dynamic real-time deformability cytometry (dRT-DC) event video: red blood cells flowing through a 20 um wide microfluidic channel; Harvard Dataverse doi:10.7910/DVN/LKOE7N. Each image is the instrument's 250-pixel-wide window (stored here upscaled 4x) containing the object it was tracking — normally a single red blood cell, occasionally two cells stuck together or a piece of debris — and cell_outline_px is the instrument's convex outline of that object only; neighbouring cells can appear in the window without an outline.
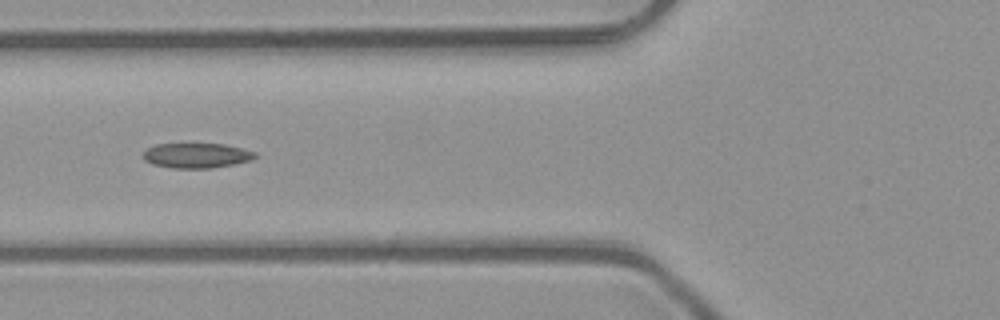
{"species": "common noctule bat (a hibernating species)", "species_latin": "Nyctalus noctula", "temperature_condition": "room temperature", "stored_images_in_passage": 6, "camera_frame_rate_fps": 3000, "um_per_image_px": 0.085, "animal": {"sex": "male", "body_mass_g": 23.1, "forearm_length_mm": 52.7}, "frame": {"image": 1, "passage_image": 5, "time_ms": 1.333, "image_size_px": [1000, 320], "cell_outline_px": [[256, 156], [252, 160], [212, 168], [172, 168], [152, 164], [144, 160], [144, 152], [148, 148], [156, 144], [224, 144], [256, 152]], "centroid_in_image_um": [16.7, 13.22], "position_along_channel_um": 109.1, "area_um2": 16.13}}
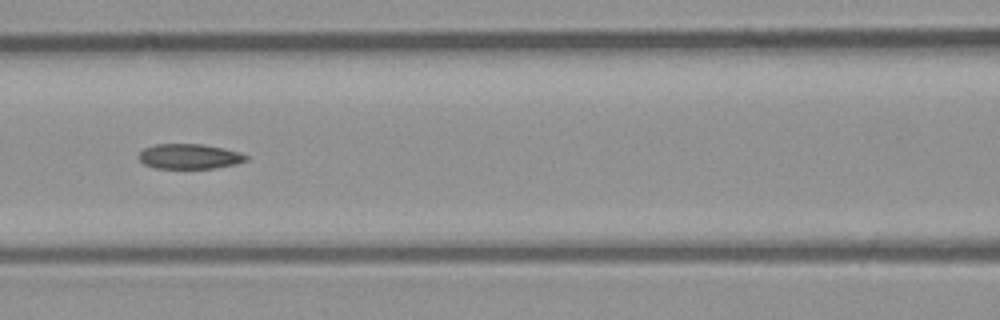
{"frame": {"image": 2, "passage_image": 6, "time_ms": 1.667, "image_size_px": [1000, 320], "cell_outline_px": [[248, 160], [236, 164], [216, 168], [152, 168], [144, 164], [136, 156], [144, 148], [156, 144], [204, 144], [224, 148], [240, 152], [248, 156]], "centroid_in_image_um": [16.1, 13.29], "position_along_channel_um": 150.5, "area_um2": 15.84}}